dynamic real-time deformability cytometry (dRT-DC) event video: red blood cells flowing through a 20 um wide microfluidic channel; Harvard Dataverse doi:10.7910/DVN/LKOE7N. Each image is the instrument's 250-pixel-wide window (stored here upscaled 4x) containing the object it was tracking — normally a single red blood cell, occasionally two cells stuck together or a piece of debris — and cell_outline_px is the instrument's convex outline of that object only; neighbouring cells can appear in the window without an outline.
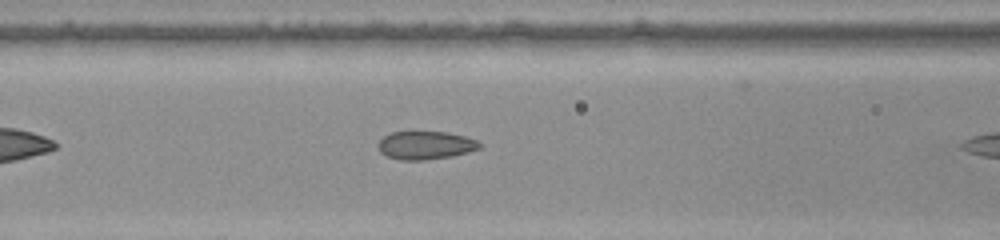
{"species": "common noctule bat (a hibernating species)", "species_latin": "Nyctalus noctula", "temperature_condition": "warm", "stored_images_in_passage": 7, "camera_frame_rate_fps": 3000, "um_per_image_px": 0.085, "animal": {"sex": "female", "body_mass_g": 22.0, "forearm_length_mm": 56.7}, "frame": {"image": 1, "passage_image": 6, "time_ms": 1.667, "image_size_px": [1000, 240], "cell_outline_px": [[480, 148], [468, 152], [452, 156], [424, 160], [400, 160], [388, 156], [380, 152], [376, 144], [388, 132], [448, 132], [464, 136], [476, 140], [480, 144]], "centroid_in_image_um": [36.13, 12.35], "position_along_channel_um": 130.5, "area_um2": 16.65}}